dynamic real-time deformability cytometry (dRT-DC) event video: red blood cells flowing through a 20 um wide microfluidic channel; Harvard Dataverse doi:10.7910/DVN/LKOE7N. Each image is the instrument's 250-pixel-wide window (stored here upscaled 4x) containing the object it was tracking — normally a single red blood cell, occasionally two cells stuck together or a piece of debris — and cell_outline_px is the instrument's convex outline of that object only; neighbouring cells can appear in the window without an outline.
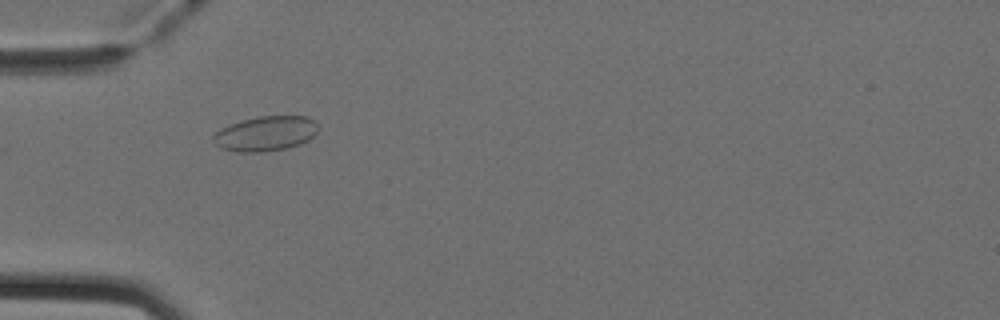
{"species": "Egyptian fruit bat (a non-hibernating species)", "species_latin": "Rousettus aegyptiacus", "temperature_condition": "cold", "stored_images_in_passage": 45, "camera_frame_rate_fps": 3000, "um_per_image_px": 0.085, "animal": {"sex": "female"}, "frame": {"image": 1, "passage_image": 10, "time_ms": 3.0, "image_size_px": [1000, 320], "cell_outline_px": [[320, 128], [308, 140], [300, 144], [288, 148], [260, 152], [236, 152], [220, 148], [212, 140], [212, 136], [220, 128], [228, 124], [240, 120], [260, 116], [308, 116], [316, 120]], "centroid_in_image_um": [22.57, 11.35], "position_along_channel_um": 62.4, "area_um2": 21.68}}
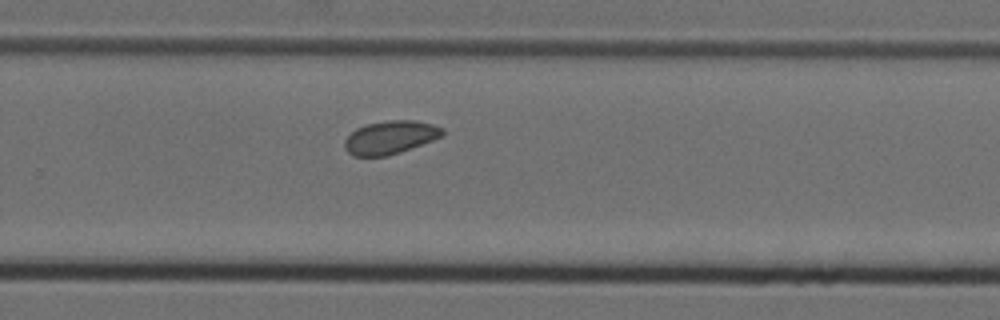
{"frame": {"image": 2, "passage_image": 28, "time_ms": 9.0, "image_size_px": [1000, 320], "cell_outline_px": [[444, 136], [400, 152], [388, 156], [352, 156], [344, 148], [344, 140], [356, 128], [368, 124], [388, 120], [416, 120], [432, 124], [444, 128]], "centroid_in_image_um": [33.18, 11.68], "position_along_channel_um": 296.6, "area_um2": 19.02}}
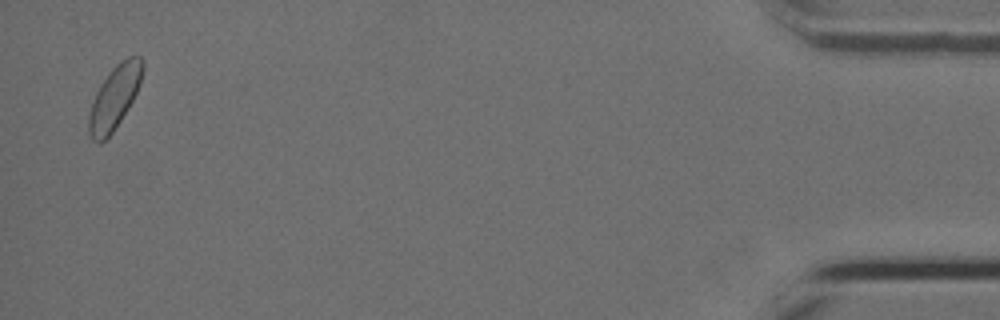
{"frame": {"image": 3, "passage_image": 44, "time_ms": 14.333, "image_size_px": [1000, 320], "cell_outline_px": [[144, 68], [140, 84], [128, 108], [112, 132], [100, 144], [92, 140], [88, 132], [88, 116], [96, 92], [100, 84], [108, 72], [120, 60], [128, 56], [140, 56], [144, 60]], "centroid_in_image_um": [9.73, 8.25], "position_along_channel_um": 425.5, "area_um2": 19.83}}